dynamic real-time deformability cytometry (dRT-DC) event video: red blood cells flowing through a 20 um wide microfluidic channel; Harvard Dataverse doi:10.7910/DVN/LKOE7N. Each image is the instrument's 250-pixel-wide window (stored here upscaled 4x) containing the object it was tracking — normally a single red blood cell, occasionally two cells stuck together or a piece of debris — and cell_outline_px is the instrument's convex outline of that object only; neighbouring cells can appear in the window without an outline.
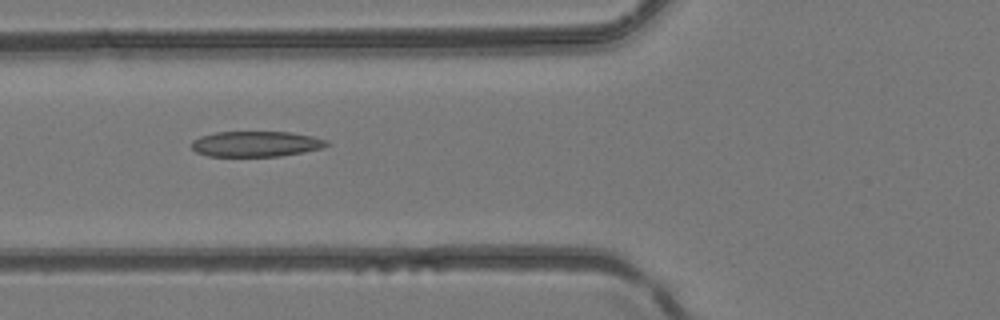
{"species": "common noctule bat (a hibernating species)", "species_latin": "Nyctalus noctula", "temperature_condition": "room temperature", "stored_images_in_passage": 31, "camera_frame_rate_fps": 3000, "um_per_image_px": 0.085, "animal": {"sex": "female", "body_mass_g": 24.6, "forearm_length_mm": 56.2}, "frame": {"image": 1, "passage_image": 4, "time_ms": 1.0, "image_size_px": [1000, 320], "cell_outline_px": [[328, 144], [324, 148], [280, 156], [208, 156], [196, 152], [188, 144], [192, 140], [200, 136], [216, 132], [292, 132], [312, 136], [328, 140]], "centroid_in_image_um": [21.73, 12.23], "position_along_channel_um": 104.1, "area_um2": 20.23}}
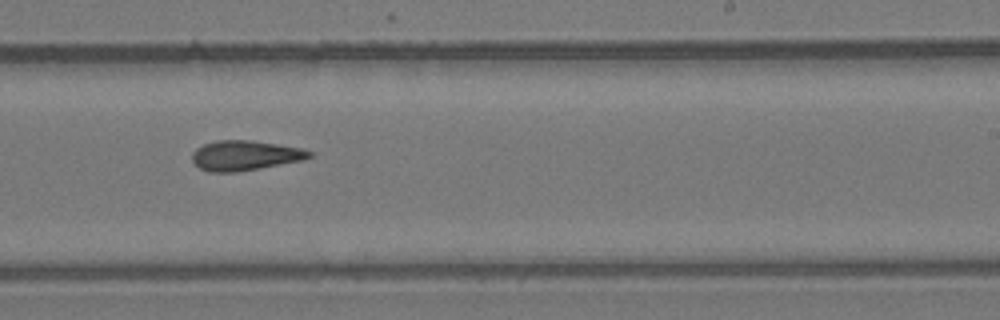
{"frame": {"image": 2, "passage_image": 15, "time_ms": 4.667, "image_size_px": [1000, 320], "cell_outline_px": [[312, 156], [304, 160], [236, 172], [208, 172], [200, 168], [192, 160], [192, 152], [196, 148], [204, 144], [216, 140], [252, 140], [300, 148], [312, 152]], "centroid_in_image_um": [20.8, 13.21], "position_along_channel_um": 268.2, "area_um2": 20.35}}
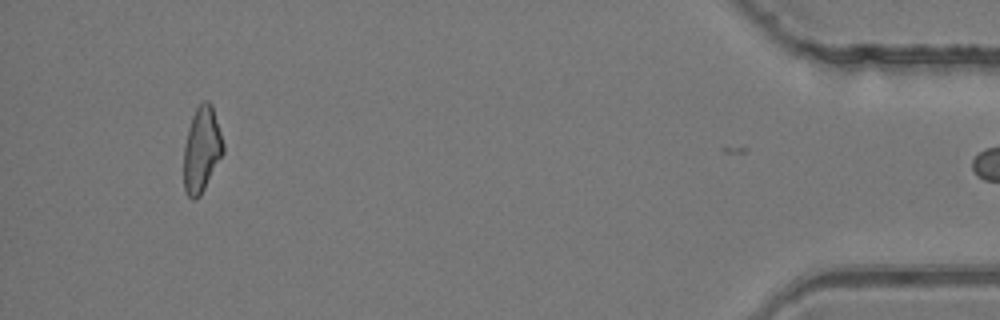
{"frame": {"image": 3, "passage_image": 30, "time_ms": 9.667, "image_size_px": [1000, 320], "cell_outline_px": [[224, 152], [200, 196], [196, 200], [192, 200], [188, 196], [184, 188], [184, 148], [188, 128], [192, 116], [196, 108], [204, 100], [208, 100], [212, 104], [224, 144]], "centroid_in_image_um": [17.14, 12.71], "position_along_channel_um": 418.1, "area_um2": 19.59}}